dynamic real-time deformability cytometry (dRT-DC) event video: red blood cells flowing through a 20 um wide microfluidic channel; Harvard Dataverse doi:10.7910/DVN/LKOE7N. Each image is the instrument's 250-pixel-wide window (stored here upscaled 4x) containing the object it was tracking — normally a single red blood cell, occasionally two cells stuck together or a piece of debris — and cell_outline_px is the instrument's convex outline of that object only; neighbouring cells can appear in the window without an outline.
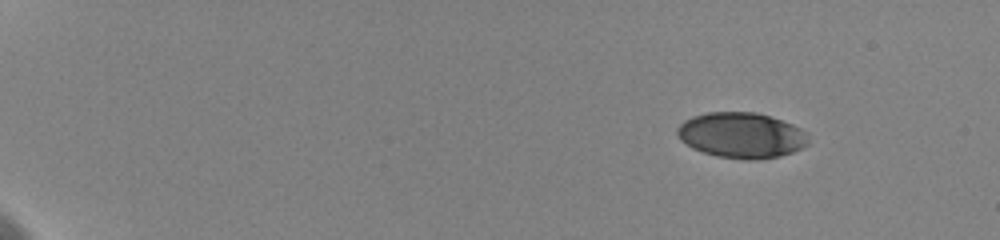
{"species": "human", "species_latin": "Homo sapiens", "temperature_condition": "cold", "stored_images_in_passage": 15, "camera_frame_rate_fps": 3000, "um_per_image_px": 0.085, "donor": {"sex": "female"}, "frame": {"image": 1, "passage_image": 3, "time_ms": 2.0, "image_size_px": [1000, 240], "cell_outline_px": [[808, 144], [792, 152], [780, 156], [752, 160], [748, 160], [716, 156], [692, 148], [680, 140], [676, 132], [676, 128], [684, 120], [692, 116], [708, 112], [756, 112], [792, 124], [808, 132]], "centroid_in_image_um": [63.01, 11.49], "position_along_channel_um": 22.0, "area_um2": 34.85}}
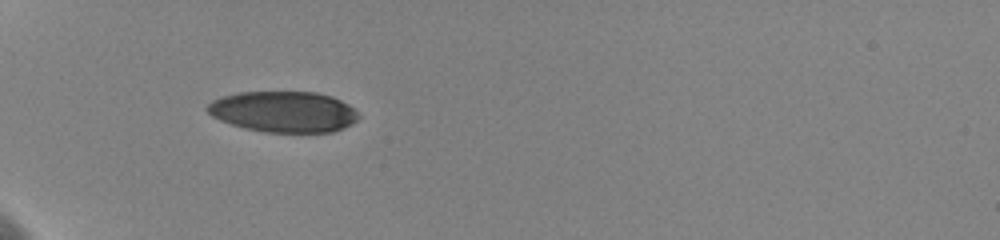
{"frame": {"image": 2, "passage_image": 7, "time_ms": 6.667, "image_size_px": [1000, 240], "cell_outline_px": [[360, 116], [352, 124], [344, 128], [332, 132], [264, 132], [244, 128], [220, 120], [212, 116], [204, 108], [212, 100], [220, 96], [236, 92], [316, 92], [332, 96], [348, 104]], "centroid_in_image_um": [24.08, 9.49], "position_along_channel_um": 60.9, "area_um2": 36.24}}